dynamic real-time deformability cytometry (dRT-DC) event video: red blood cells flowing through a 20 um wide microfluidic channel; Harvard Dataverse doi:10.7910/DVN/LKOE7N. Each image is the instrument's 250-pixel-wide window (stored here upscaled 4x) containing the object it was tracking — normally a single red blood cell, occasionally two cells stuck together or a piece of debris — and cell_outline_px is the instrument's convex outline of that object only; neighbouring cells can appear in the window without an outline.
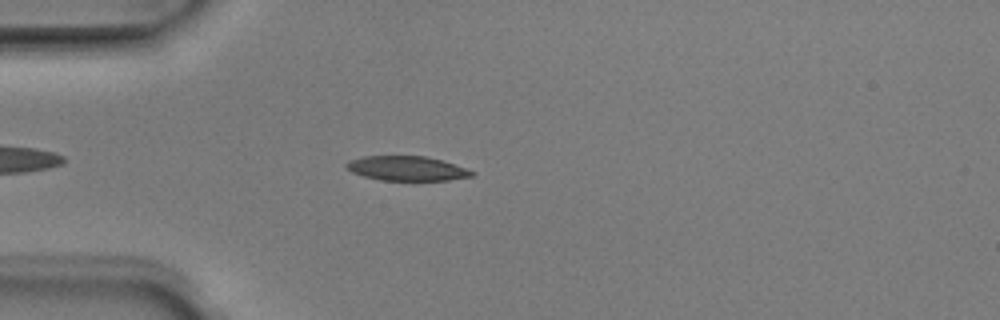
{"species": "Egyptian fruit bat (a non-hibernating species)", "species_latin": "Rousettus aegyptiacus", "temperature_condition": "room temperature", "stored_images_in_passage": 4, "camera_frame_rate_fps": 3000, "um_per_image_px": 0.085, "animal": {"sex": "male"}, "frame": {"image": 1, "passage_image": 4, "time_ms": 1.0, "image_size_px": [1000, 320], "cell_outline_px": [[476, 172], [472, 176], [448, 180], [380, 180], [364, 176], [352, 172], [344, 164], [360, 156], [424, 156], [440, 160]], "centroid_in_image_um": [34.55, 14.31], "position_along_channel_um": 50.4, "area_um2": 17.63}}